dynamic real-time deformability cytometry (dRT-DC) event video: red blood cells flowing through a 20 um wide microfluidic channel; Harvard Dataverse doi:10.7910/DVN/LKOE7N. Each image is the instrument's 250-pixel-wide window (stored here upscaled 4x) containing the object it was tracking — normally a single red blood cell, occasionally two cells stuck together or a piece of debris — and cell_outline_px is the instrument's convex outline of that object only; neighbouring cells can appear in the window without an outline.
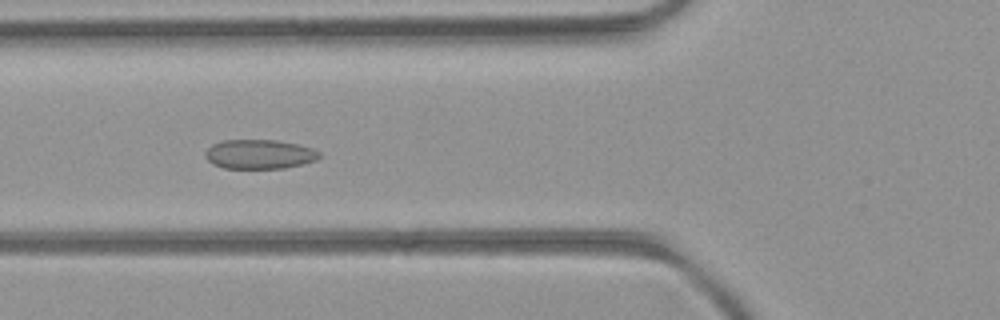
{"species": "common noctule bat (a hibernating species)", "species_latin": "Nyctalus noctula", "temperature_condition": "room temperature", "stored_images_in_passage": 40, "camera_frame_rate_fps": 3000, "um_per_image_px": 0.085, "animal": {"sex": "female", "body_mass_g": 21.9}, "frame": {"image": 1, "passage_image": 18, "time_ms": 5.667, "image_size_px": [1000, 320], "cell_outline_px": [[320, 156], [316, 160], [304, 164], [284, 168], [224, 168], [212, 164], [204, 156], [204, 152], [212, 144], [224, 140], [276, 140], [296, 144], [312, 148], [320, 152]], "centroid_in_image_um": [22.03, 13.11], "position_along_channel_um": 103.8, "area_um2": 19.54}}
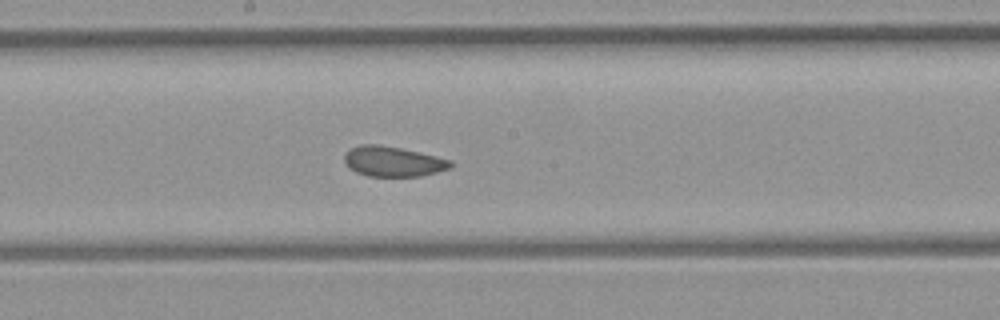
{"frame": {"image": 2, "passage_image": 26, "time_ms": 8.333, "image_size_px": [1000, 320], "cell_outline_px": [[452, 168], [420, 176], [368, 176], [356, 172], [348, 168], [344, 164], [344, 152], [360, 144], [376, 144], [400, 148], [452, 160]], "centroid_in_image_um": [33.36, 13.73], "position_along_channel_um": 214.8, "area_um2": 18.67}}
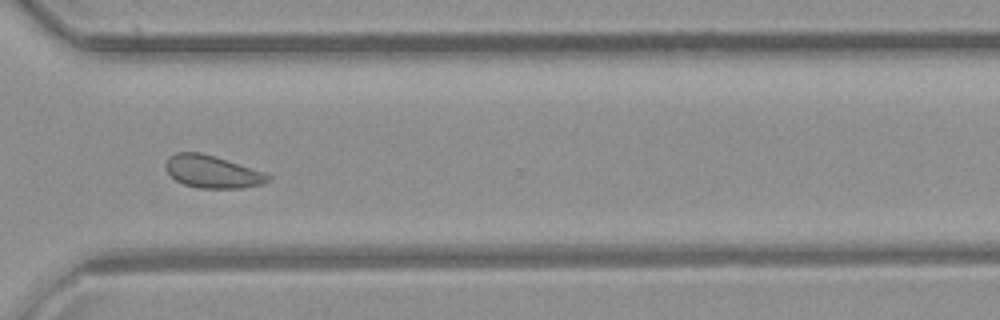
{"frame": {"image": 3, "passage_image": 36, "time_ms": 11.667, "image_size_px": [1000, 320], "cell_outline_px": [[272, 180], [264, 184], [244, 188], [200, 188], [184, 184], [176, 180], [164, 168], [164, 164], [168, 156], [176, 152], [200, 152], [264, 172], [272, 176]], "centroid_in_image_um": [18.05, 14.6], "position_along_channel_um": 352.6, "area_um2": 19.42}, "authors_computed_cell_mechanics": {"area_um2": 19.7387, "velocity_mm_per_s": 4.1453, "shape_relaxation_time_tau1_ms": null, "shape_relaxation_time_tau2_ms": 1.3109, "deformation_change_tau1": null, "deformation_change_tau2": 0.0631}}